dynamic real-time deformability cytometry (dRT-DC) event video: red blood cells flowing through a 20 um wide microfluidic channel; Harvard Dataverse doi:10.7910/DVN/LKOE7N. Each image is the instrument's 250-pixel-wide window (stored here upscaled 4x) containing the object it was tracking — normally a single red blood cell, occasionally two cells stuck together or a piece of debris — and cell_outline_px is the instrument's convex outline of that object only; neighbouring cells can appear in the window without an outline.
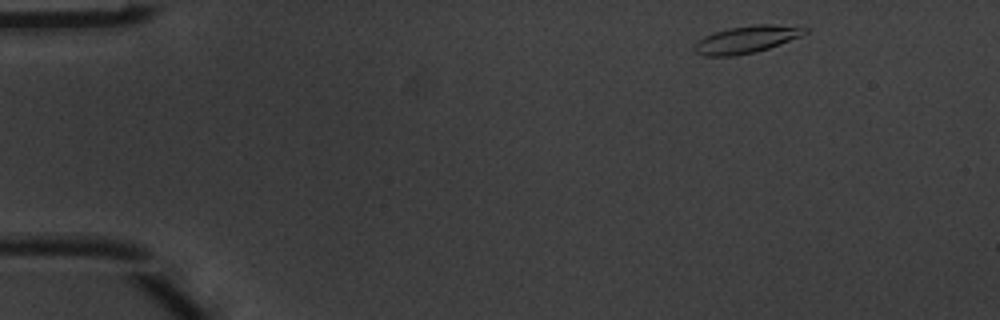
{"species": "common noctule bat (a hibernating species)", "species_latin": "Nyctalus noctula", "temperature_condition": "warm", "stored_images_in_passage": 5, "camera_frame_rate_fps": 3000, "um_per_image_px": 0.085, "animal": {"sex": "male", "body_mass_g": 20.1, "forearm_length_mm": 53.5}, "frame": {"image": 1, "passage_image": 1, "time_ms": 0.0, "image_size_px": [1000, 320], "cell_outline_px": [[808, 32], [800, 36], [768, 48], [756, 52], [736, 56], [704, 56], [696, 52], [692, 48], [692, 44], [704, 36], [728, 28], [760, 24], [772, 24], [808, 28]], "centroid_in_image_um": [63.39, 3.36], "position_along_channel_um": 21.6, "area_um2": 17.46}}
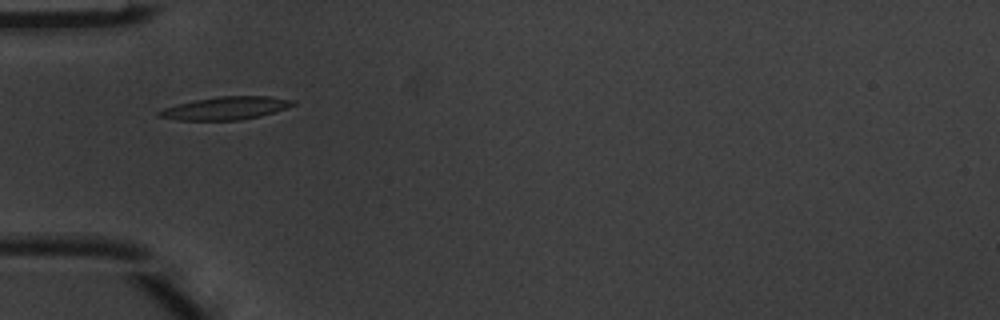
{"frame": {"image": 2, "passage_image": 4, "time_ms": 1.0, "image_size_px": [1000, 320], "cell_outline_px": [[296, 104], [288, 108], [260, 116], [240, 120], [176, 120], [156, 116], [156, 112], [164, 108], [176, 104], [196, 100], [220, 96], [268, 96], [296, 100]], "centroid_in_image_um": [19.19, 9.19], "position_along_channel_um": 65.8, "area_um2": 17.98}}
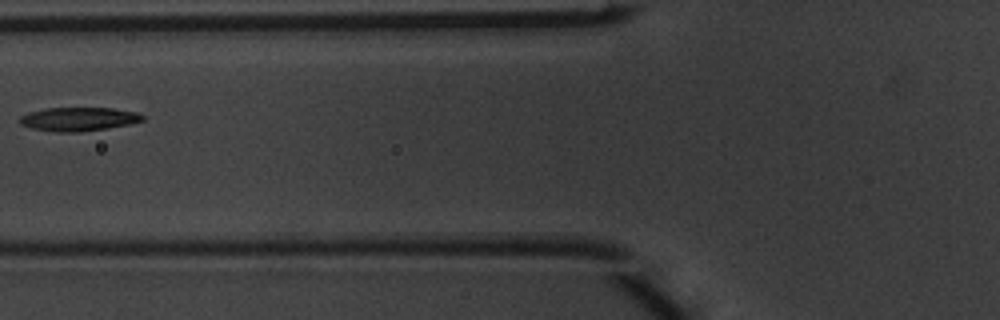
{"frame": {"image": 3, "passage_image": 5, "time_ms": 1.333, "image_size_px": [1000, 320], "cell_outline_px": [[144, 120], [128, 124], [108, 128], [76, 132], [56, 132], [32, 128], [20, 124], [16, 120], [20, 116], [28, 112], [44, 108], [112, 108], [136, 112], [144, 116]], "centroid_in_image_um": [6.62, 10.12], "position_along_channel_um": 119.2, "area_um2": 16.99}}